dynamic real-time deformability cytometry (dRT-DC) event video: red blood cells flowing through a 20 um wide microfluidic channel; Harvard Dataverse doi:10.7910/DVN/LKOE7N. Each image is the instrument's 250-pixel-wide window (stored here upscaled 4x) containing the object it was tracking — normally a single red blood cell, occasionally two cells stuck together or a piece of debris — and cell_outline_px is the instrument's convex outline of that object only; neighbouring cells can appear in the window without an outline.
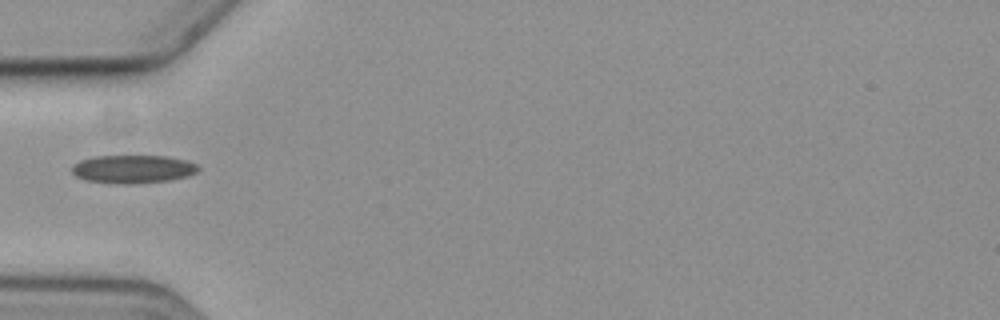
{"species": "common noctule bat (a hibernating species)", "species_latin": "Nyctalus noctula", "temperature_condition": "cold", "stored_images_in_passage": 1, "camera_frame_rate_fps": 3000, "um_per_image_px": 0.085, "animal": {"sex": "female", "body_mass_g": 19.3, "forearm_length_mm": 54.1}, "frame": {"image": 1, "passage_image": 1, "time_ms": 0.0, "image_size_px": [1000, 320], "cell_outline_px": [[200, 168], [196, 172], [188, 176], [172, 180], [136, 184], [108, 184], [84, 180], [76, 176], [72, 172], [72, 164], [80, 160], [96, 156], [168, 156], [188, 160], [196, 164]], "centroid_in_image_um": [11.29, 14.39], "position_along_channel_um": 73.7, "area_um2": 21.21}}